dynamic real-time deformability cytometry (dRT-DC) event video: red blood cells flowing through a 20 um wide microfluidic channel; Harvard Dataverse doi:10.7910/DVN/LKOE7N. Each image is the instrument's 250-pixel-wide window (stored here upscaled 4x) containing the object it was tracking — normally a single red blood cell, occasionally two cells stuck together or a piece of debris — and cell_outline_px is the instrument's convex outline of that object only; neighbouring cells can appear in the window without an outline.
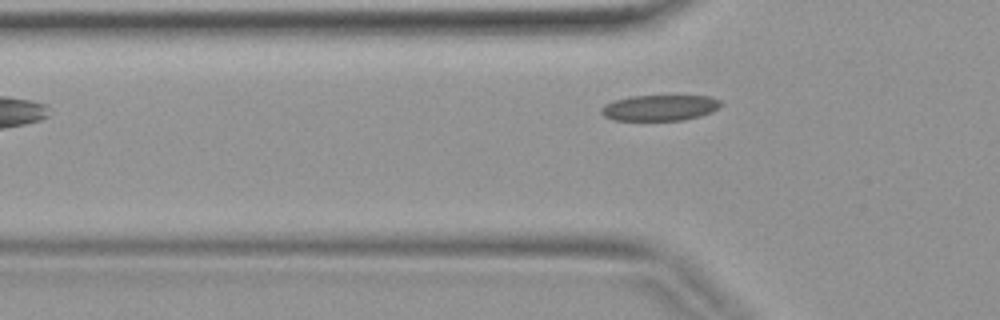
{"species": "common noctule bat (a hibernating species)", "species_latin": "Nyctalus noctula", "temperature_condition": "warm", "stored_images_in_passage": 2, "camera_frame_rate_fps": 3000, "um_per_image_px": 0.085, "animal": {"sex": "female", "body_mass_g": 19.9}, "frame": {"image": 1, "passage_image": 2, "time_ms": 0.333, "image_size_px": [1000, 320], "cell_outline_px": [[720, 104], [712, 112], [700, 116], [684, 120], [612, 120], [604, 116], [600, 112], [600, 108], [604, 104], [612, 100], [632, 96], [712, 96], [720, 100]], "centroid_in_image_um": [56.03, 9.16], "position_along_channel_um": 69.8, "area_um2": 18.03}}